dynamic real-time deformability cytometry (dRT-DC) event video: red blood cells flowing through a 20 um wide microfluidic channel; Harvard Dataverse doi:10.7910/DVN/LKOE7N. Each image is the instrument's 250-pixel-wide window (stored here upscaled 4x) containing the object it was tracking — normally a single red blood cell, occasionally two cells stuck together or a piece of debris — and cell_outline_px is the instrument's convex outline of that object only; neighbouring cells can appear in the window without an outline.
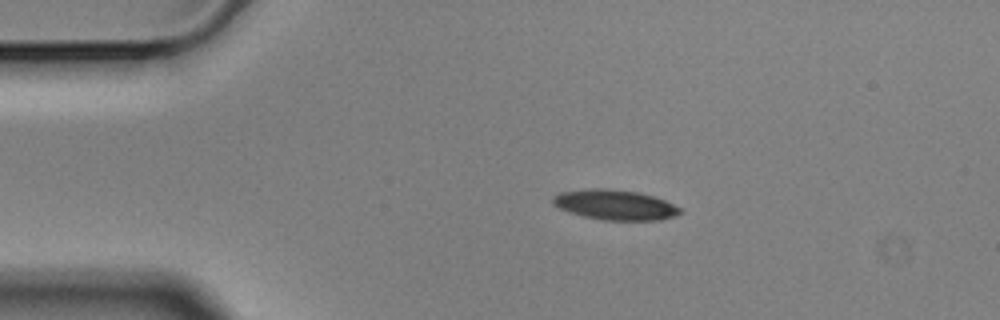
{"species": "Egyptian fruit bat (a non-hibernating species)", "species_latin": "Rousettus aegyptiacus", "temperature_condition": "cold", "stored_images_in_passage": 31, "camera_frame_rate_fps": 3000, "um_per_image_px": 0.085, "animal": {"sex": "male"}, "frame": {"image": 1, "passage_image": 1, "time_ms": 0.0, "image_size_px": [1000, 320], "cell_outline_px": [[684, 212], [676, 216], [660, 220], [604, 220], [584, 216], [568, 212], [552, 204], [552, 196], [560, 192], [592, 188], [608, 188], [640, 192], [664, 200], [680, 208]], "centroid_in_image_um": [52.27, 17.41], "position_along_channel_um": 32.7, "area_um2": 22.43}}
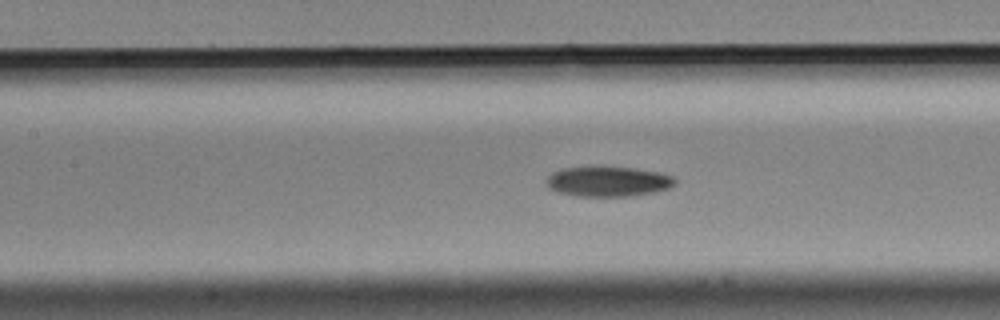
{"frame": {"image": 2, "passage_image": 15, "time_ms": 4.667, "image_size_px": [1000, 320], "cell_outline_px": [[676, 180], [668, 188], [656, 192], [628, 196], [580, 196], [560, 192], [548, 188], [544, 184], [544, 180], [552, 172], [564, 168], [632, 168], [660, 172], [672, 176]], "centroid_in_image_um": [51.65, 15.44], "position_along_channel_um": 155.7, "area_um2": 22.14}}
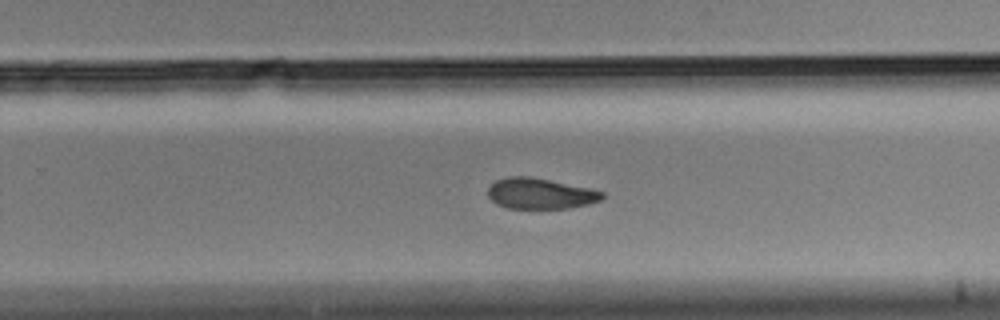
{"frame": {"image": 3, "passage_image": 26, "time_ms": 8.333, "image_size_px": [1000, 320], "cell_outline_px": [[604, 196], [600, 200], [588, 204], [568, 208], [508, 208], [496, 204], [488, 196], [488, 188], [496, 180], [508, 176], [528, 176], [588, 188], [604, 192]], "centroid_in_image_um": [45.89, 16.45], "position_along_channel_um": 283.9, "area_um2": 20.23}}